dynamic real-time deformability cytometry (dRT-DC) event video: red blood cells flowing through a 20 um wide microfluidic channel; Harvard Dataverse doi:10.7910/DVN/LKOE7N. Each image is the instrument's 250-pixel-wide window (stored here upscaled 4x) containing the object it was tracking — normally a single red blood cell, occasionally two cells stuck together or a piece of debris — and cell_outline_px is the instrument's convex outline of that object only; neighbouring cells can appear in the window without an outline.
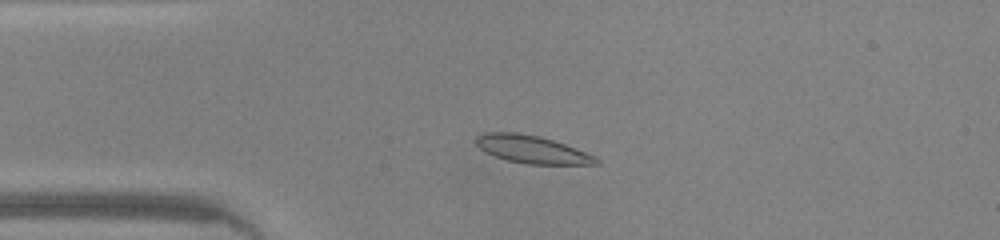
{"species": "common noctule bat (a hibernating species)", "species_latin": "Nyctalus noctula", "temperature_condition": "warm", "stored_images_in_passage": 45, "camera_frame_rate_fps": 3000, "um_per_image_px": 0.085, "animal": {"sex": "male", "body_mass_g": 20.0, "forearm_length_mm": 53.3}, "frame": {"image": 1, "passage_image": 9, "time_ms": 2.667, "image_size_px": [1000, 240], "cell_outline_px": [[600, 164], [528, 164], [508, 160], [484, 152], [476, 144], [476, 136], [484, 132], [516, 132], [540, 136], [576, 148], [596, 156], [600, 160]], "centroid_in_image_um": [45.22, 12.69], "position_along_channel_um": 39.8, "area_um2": 19.36}}
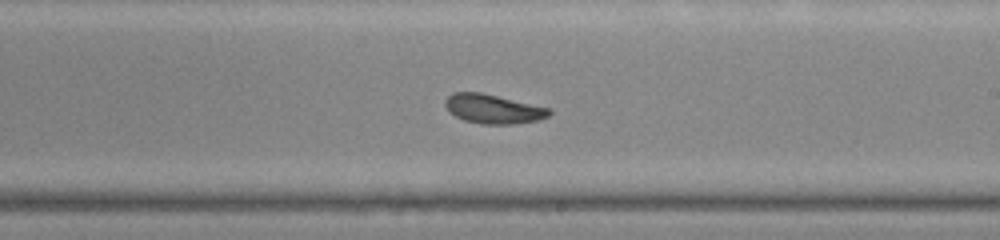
{"frame": {"image": 2, "passage_image": 25, "time_ms": 8.0, "image_size_px": [1000, 240], "cell_outline_px": [[552, 112], [548, 116], [540, 120], [512, 124], [484, 124], [464, 120], [456, 116], [444, 104], [444, 100], [452, 92], [480, 92], [552, 108]], "centroid_in_image_um": [41.96, 9.25], "position_along_channel_um": 247.0, "area_um2": 17.69}}
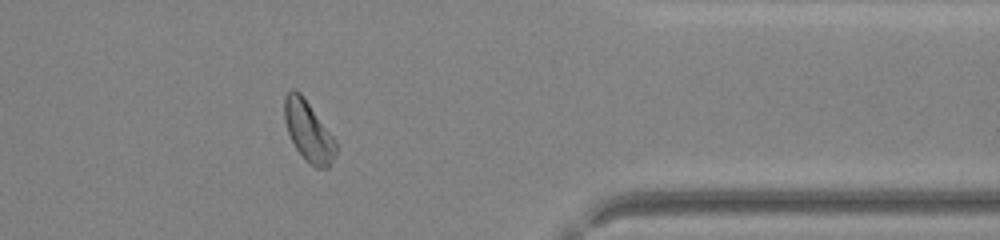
{"frame": {"image": 3, "passage_image": 36, "time_ms": 11.667, "image_size_px": [1000, 240], "cell_outline_px": [[336, 152], [328, 168], [316, 168], [304, 160], [296, 148], [288, 132], [284, 120], [284, 96], [292, 88], [296, 88], [304, 96], [336, 140]], "centroid_in_image_um": [26.2, 11.12], "position_along_channel_um": 385.2, "area_um2": 18.21}, "authors_computed_cell_mechanics": {"area_um2": 18.496, "velocity_mm_per_s": 4.2962, "shape_relaxation_time_tau1_ms": 3.4287, "shape_relaxation_time_tau2_ms": 1.8325, "deformation_change_tau1": 0.127, "deformation_change_tau2": 0.0755}}